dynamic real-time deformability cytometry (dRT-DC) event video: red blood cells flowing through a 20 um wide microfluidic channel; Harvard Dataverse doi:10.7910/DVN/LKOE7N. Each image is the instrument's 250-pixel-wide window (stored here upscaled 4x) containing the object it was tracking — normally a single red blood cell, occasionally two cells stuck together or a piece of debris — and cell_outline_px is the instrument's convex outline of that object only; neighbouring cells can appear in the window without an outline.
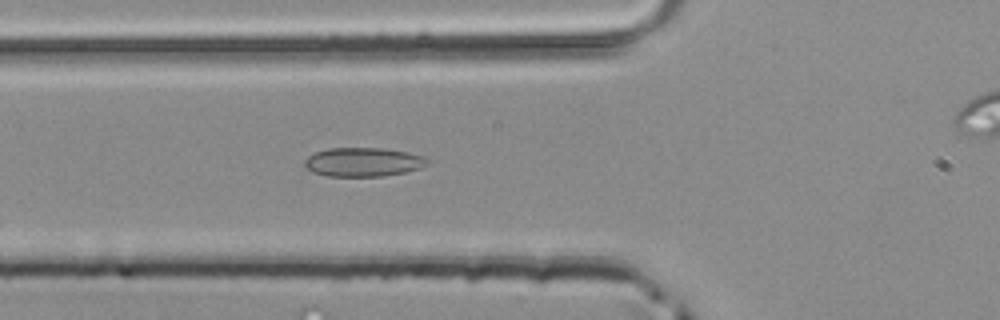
{"species": "common noctule bat (a hibernating species)", "species_latin": "Nyctalus noctula", "temperature_condition": "room temperature", "stored_images_in_passage": 28, "camera_frame_rate_fps": 3000, "um_per_image_px": 0.085, "animal": {"sex": "male", "body_mass_g": 20.4}, "frame": {"image": 1, "passage_image": 3, "time_ms": 0.667, "image_size_px": [1000, 320], "cell_outline_px": [[432, 160], [428, 164], [420, 168], [404, 172], [384, 176], [328, 176], [312, 172], [304, 164], [304, 160], [308, 156], [316, 152], [328, 148], [380, 148], [408, 152], [424, 156]], "centroid_in_image_um": [30.9, 13.77], "position_along_channel_um": 94.9, "area_um2": 20.75}}
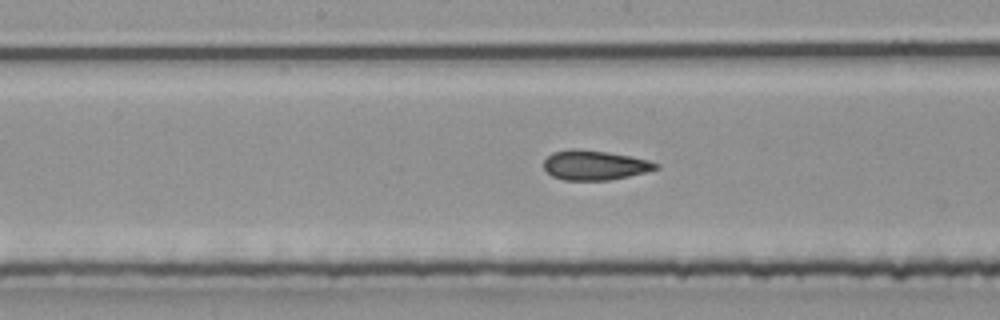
{"frame": {"image": 2, "passage_image": 10, "time_ms": 3.0, "image_size_px": [1000, 320], "cell_outline_px": [[660, 168], [628, 176], [608, 180], [564, 180], [552, 176], [544, 168], [544, 160], [552, 152], [572, 148], [580, 148], [632, 156], [648, 160], [660, 164]], "centroid_in_image_um": [50.54, 14.03], "position_along_channel_um": 197.7, "area_um2": 19.42}}
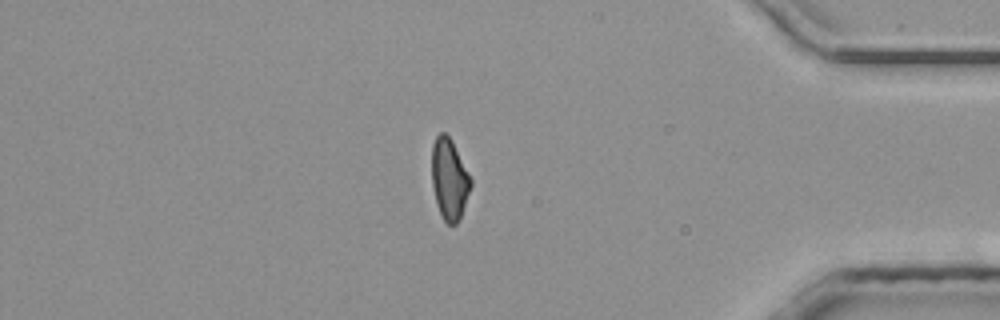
{"frame": {"image": 3, "passage_image": 26, "time_ms": 8.333, "image_size_px": [1000, 320], "cell_outline_px": [[472, 184], [460, 220], [456, 224], [448, 224], [444, 220], [436, 204], [432, 184], [432, 144], [436, 136], [440, 132], [444, 132], [452, 140], [472, 180]], "centroid_in_image_um": [38.19, 15.23], "position_along_channel_um": 397.0, "area_um2": 18.44}}